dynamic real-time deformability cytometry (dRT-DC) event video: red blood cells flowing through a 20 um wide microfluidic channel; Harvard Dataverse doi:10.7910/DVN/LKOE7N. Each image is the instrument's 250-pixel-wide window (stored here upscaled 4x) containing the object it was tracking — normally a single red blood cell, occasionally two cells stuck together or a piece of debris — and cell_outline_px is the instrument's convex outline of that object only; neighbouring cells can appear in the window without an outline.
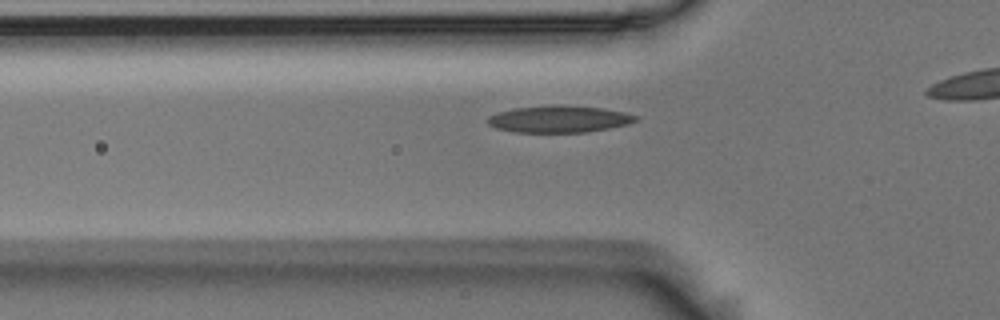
{"species": "Egyptian fruit bat (a non-hibernating species)", "species_latin": "Rousettus aegyptiacus", "temperature_condition": "room temperature", "stored_images_in_passage": 10, "camera_frame_rate_fps": 3000, "um_per_image_px": 0.085, "animal": {"sex": "male"}, "frame": {"image": 1, "passage_image": 4, "time_ms": 1.0, "image_size_px": [1000, 320], "cell_outline_px": [[640, 120], [628, 124], [588, 132], [516, 132], [496, 128], [488, 124], [488, 116], [500, 112], [516, 108], [560, 104], [600, 108], [624, 112], [640, 116]], "centroid_in_image_um": [47.58, 10.12], "position_along_channel_um": 78.2, "area_um2": 23.12}}
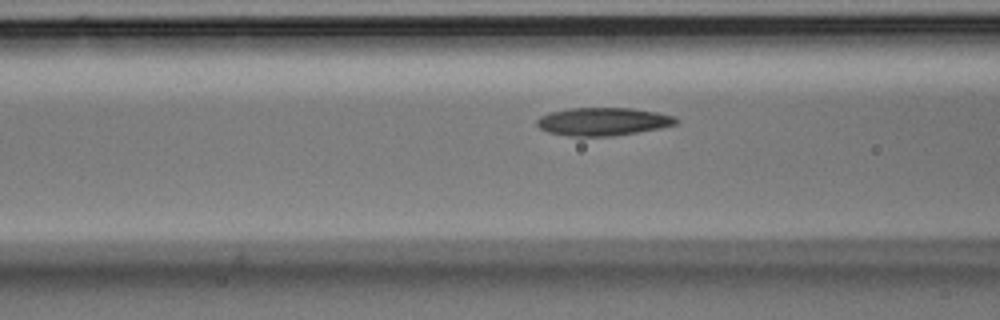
{"frame": {"image": 2, "passage_image": 7, "time_ms": 2.0, "image_size_px": [1000, 320], "cell_outline_px": [[680, 120], [676, 124], [660, 128], [612, 136], [568, 136], [548, 132], [540, 128], [536, 124], [536, 120], [540, 116], [548, 112], [568, 108], [632, 108], [656, 112], [672, 116]], "centroid_in_image_um": [51.21, 10.33], "position_along_channel_um": 115.4, "area_um2": 22.72}}